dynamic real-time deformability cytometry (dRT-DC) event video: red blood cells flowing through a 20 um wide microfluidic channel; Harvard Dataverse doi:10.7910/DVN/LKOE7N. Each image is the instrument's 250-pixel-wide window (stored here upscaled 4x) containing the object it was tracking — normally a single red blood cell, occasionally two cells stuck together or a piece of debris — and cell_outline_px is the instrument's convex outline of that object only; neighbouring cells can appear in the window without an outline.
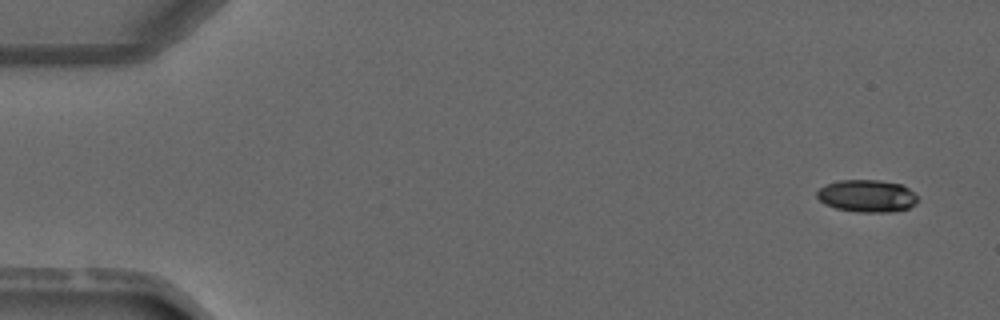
{"species": "common noctule bat (a hibernating species)", "species_latin": "Nyctalus noctula", "temperature_condition": "warm", "stored_images_in_passage": 4, "camera_frame_rate_fps": 3000, "um_per_image_px": 0.085, "animal": {"sex": "male", "forearm_length_mm": 52.5}, "frame": {"image": 1, "passage_image": 1, "time_ms": 0.0, "image_size_px": [1000, 320], "cell_outline_px": [[920, 200], [916, 204], [908, 208], [892, 212], [856, 212], [836, 208], [824, 204], [816, 196], [816, 192], [820, 188], [828, 184], [840, 180], [880, 180], [904, 184]], "centroid_in_image_um": [73.72, 16.66], "position_along_channel_um": 11.3, "area_um2": 19.13}}